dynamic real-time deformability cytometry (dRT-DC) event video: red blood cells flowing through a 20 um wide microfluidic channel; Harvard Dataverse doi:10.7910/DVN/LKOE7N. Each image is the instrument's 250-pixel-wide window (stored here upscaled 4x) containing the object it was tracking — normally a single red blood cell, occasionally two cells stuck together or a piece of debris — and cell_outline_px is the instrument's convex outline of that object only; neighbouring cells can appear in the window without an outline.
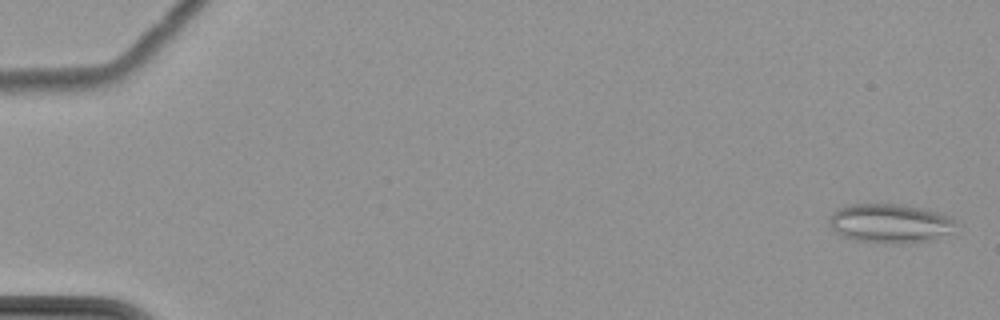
{"species": "common noctule bat (a hibernating species)", "species_latin": "Nyctalus noctula", "temperature_condition": "cold", "stored_images_in_passage": 7, "camera_frame_rate_fps": 3000, "um_per_image_px": 0.085, "animal": {"sex": "female", "body_mass_g": 22.7, "forearm_length_mm": 54.2}, "frame": {"image": 1, "passage_image": 1, "time_ms": 0.0, "image_size_px": [1000, 320], "cell_outline_px": [[956, 220], [952, 232], [936, 240], [904, 244], [884, 244], [856, 240], [840, 236], [832, 228], [828, 220], [832, 212], [840, 208], [852, 204], [904, 204], [928, 208], [944, 212], [952, 216]], "centroid_in_image_um": [75.74, 18.99], "position_along_channel_um": 9.3, "area_um2": 29.82}}